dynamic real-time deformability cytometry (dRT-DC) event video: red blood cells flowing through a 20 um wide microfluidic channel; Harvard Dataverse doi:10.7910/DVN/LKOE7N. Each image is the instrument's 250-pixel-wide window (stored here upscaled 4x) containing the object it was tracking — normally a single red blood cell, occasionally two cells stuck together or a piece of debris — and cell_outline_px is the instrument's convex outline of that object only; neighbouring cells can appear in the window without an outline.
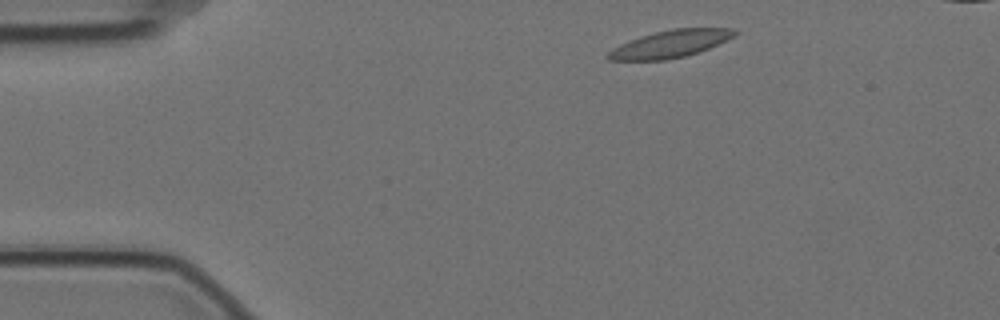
{"species": "Egyptian fruit bat (a non-hibernating species)", "species_latin": "Rousettus aegyptiacus", "temperature_condition": "cold", "stored_images_in_passage": 4, "camera_frame_rate_fps": 3000, "um_per_image_px": 0.085, "animal": {"sex": "female"}, "frame": {"image": 1, "passage_image": 1, "time_ms": 0.0, "image_size_px": [1000, 320], "cell_outline_px": [[740, 32], [736, 36], [708, 48], [684, 56], [664, 60], [608, 60], [604, 56], [612, 48], [620, 44], [640, 36], [672, 28], [732, 28]], "centroid_in_image_um": [56.96, 3.72], "position_along_channel_um": 28.0, "area_um2": 20.11}}